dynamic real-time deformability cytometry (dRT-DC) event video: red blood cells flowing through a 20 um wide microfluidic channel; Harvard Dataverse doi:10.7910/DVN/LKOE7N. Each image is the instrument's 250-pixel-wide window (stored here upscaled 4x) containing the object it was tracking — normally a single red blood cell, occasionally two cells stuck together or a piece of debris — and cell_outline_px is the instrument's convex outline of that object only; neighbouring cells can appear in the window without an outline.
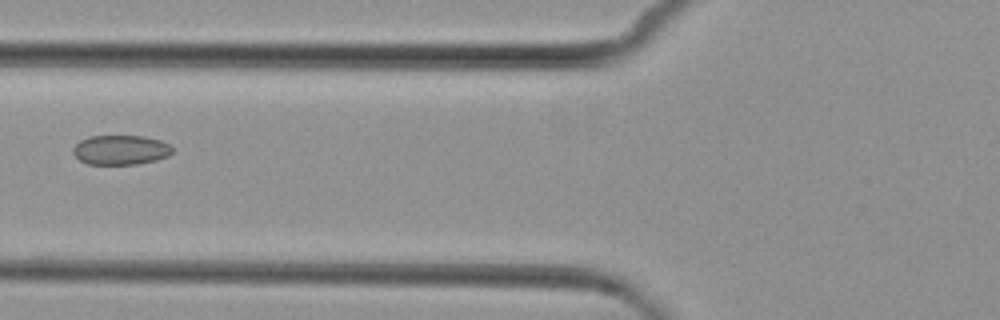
{"species": "common noctule bat (a hibernating species)", "species_latin": "Nyctalus noctula", "temperature_condition": "cold", "stored_images_in_passage": 3, "camera_frame_rate_fps": 3000, "um_per_image_px": 0.085, "animal": {"sex": "female", "body_mass_g": 29.2, "forearm_length_mm": 56.3}, "frame": {"image": 1, "passage_image": 3, "time_ms": 2.333, "image_size_px": [1000, 320], "cell_outline_px": [[172, 152], [168, 156], [156, 160], [136, 164], [88, 164], [80, 160], [72, 152], [72, 148], [80, 140], [88, 136], [144, 136], [160, 140], [168, 144], [172, 148]], "centroid_in_image_um": [10.24, 12.74], "position_along_channel_um": 115.6, "area_um2": 17.11}}